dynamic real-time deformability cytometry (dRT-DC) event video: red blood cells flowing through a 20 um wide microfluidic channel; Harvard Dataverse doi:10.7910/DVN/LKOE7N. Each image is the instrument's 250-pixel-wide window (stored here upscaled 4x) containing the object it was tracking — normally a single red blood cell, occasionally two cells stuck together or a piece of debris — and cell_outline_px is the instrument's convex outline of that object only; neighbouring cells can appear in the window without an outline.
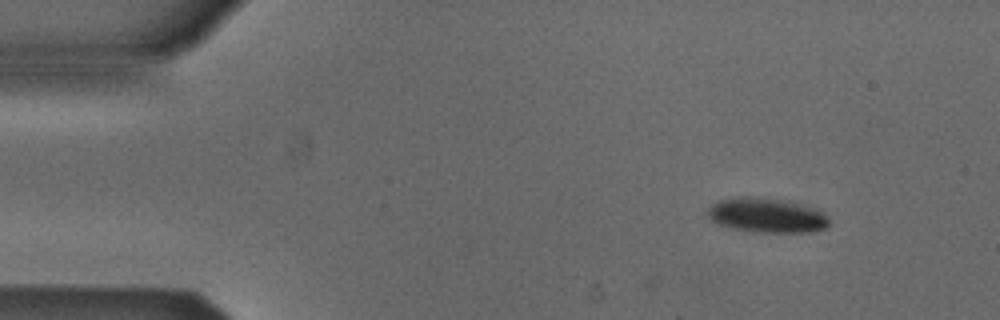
{"species": "Egyptian fruit bat (a non-hibernating species)", "species_latin": "Rousettus aegyptiacus", "temperature_condition": "cold", "stored_images_in_passage": 4, "camera_frame_rate_fps": 3000, "um_per_image_px": 0.085, "animal": {"sex": "male"}, "frame": {"image": 1, "passage_image": 1, "time_ms": 0.0, "image_size_px": [1000, 320], "cell_outline_px": [[828, 224], [824, 228], [808, 232], [760, 232], [736, 228], [720, 224], [712, 220], [708, 216], [708, 208], [712, 204], [720, 200], [740, 196], [764, 196], [792, 200], [808, 204], [824, 212], [828, 220]], "centroid_in_image_um": [65.23, 18.25], "position_along_channel_um": 19.8, "area_um2": 24.8}}